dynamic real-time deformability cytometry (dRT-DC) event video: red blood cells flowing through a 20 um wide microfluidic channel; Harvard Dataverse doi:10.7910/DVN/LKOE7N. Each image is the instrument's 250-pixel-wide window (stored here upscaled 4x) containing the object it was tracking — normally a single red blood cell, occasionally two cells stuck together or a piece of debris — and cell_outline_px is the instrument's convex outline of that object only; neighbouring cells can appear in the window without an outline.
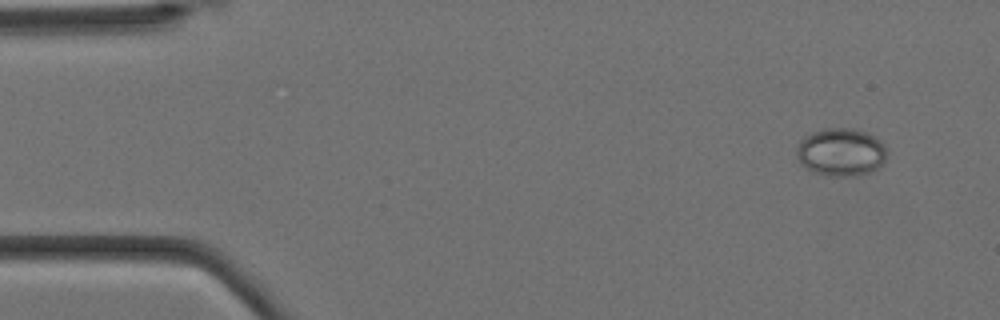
{"species": "Egyptian fruit bat (a non-hibernating species)", "species_latin": "Rousettus aegyptiacus", "temperature_condition": "cold", "stored_images_in_passage": 6, "camera_frame_rate_fps": 3000, "um_per_image_px": 0.085, "animal": {"sex": "female"}, "frame": {"image": 1, "passage_image": 2, "time_ms": 0.333, "image_size_px": [1000, 320], "cell_outline_px": [[884, 160], [880, 168], [872, 172], [856, 176], [824, 176], [812, 172], [800, 164], [796, 156], [796, 148], [800, 140], [804, 136], [820, 128], [852, 128], [868, 132], [876, 136], [884, 144]], "centroid_in_image_um": [71.45, 12.93], "position_along_channel_um": 13.6, "area_um2": 25.78}}
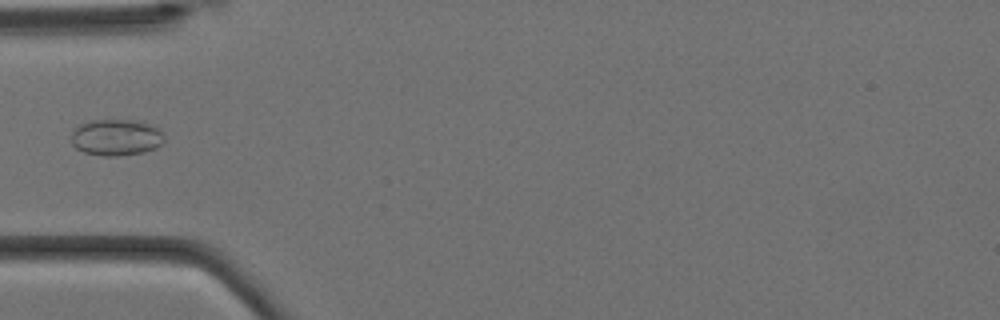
{"frame": {"image": 2, "passage_image": 6, "time_ms": 1.667, "image_size_px": [1000, 320], "cell_outline_px": [[164, 140], [156, 148], [144, 152], [116, 156], [100, 156], [84, 152], [76, 148], [72, 144], [72, 128], [76, 124], [88, 120], [140, 120], [156, 128], [164, 136]], "centroid_in_image_um": [9.81, 11.67], "position_along_channel_um": 75.2, "area_um2": 19.94}}